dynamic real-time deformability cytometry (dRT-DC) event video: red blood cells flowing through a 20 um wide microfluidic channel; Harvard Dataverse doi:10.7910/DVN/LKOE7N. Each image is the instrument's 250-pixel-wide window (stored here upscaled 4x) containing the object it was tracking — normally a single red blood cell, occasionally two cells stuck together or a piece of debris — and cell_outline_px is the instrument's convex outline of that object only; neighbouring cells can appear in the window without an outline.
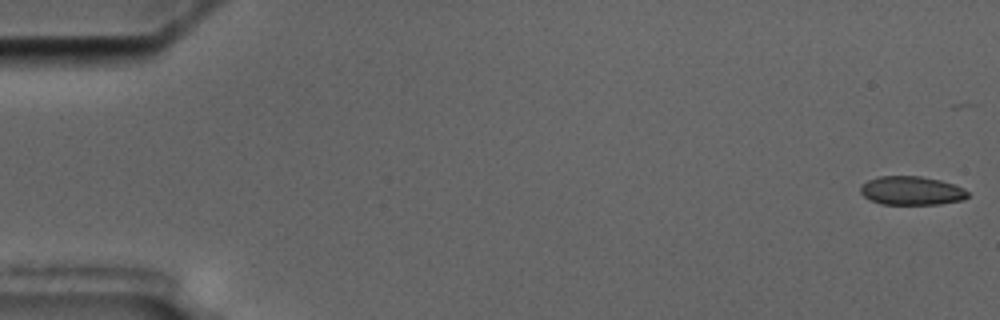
{"species": "common noctule bat (a hibernating species)", "species_latin": "Nyctalus noctula", "temperature_condition": "cold", "stored_images_in_passage": 6, "camera_frame_rate_fps": 3000, "um_per_image_px": 0.085, "animal": {"sex": "male", "body_mass_g": 17.5, "forearm_length_mm": 52.3}, "frame": {"image": 1, "passage_image": 1, "time_ms": 0.0, "image_size_px": [1000, 320], "cell_outline_px": [[968, 196], [964, 200], [940, 204], [880, 204], [864, 196], [860, 192], [860, 184], [868, 180], [880, 176], [920, 176], [940, 180], [964, 188], [968, 192]], "centroid_in_image_um": [77.48, 16.21], "position_along_channel_um": 7.5, "area_um2": 17.98}}
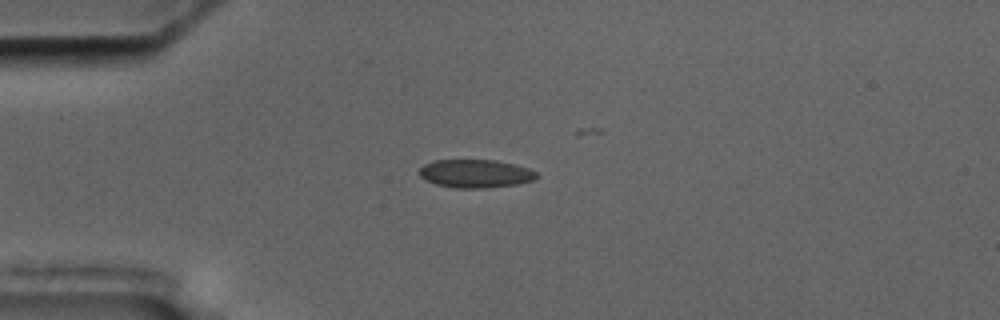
{"frame": {"image": 2, "passage_image": 5, "time_ms": 4.667, "image_size_px": [1000, 320], "cell_outline_px": [[540, 176], [536, 180], [516, 184], [488, 188], [456, 188], [436, 184], [424, 180], [420, 176], [420, 168], [424, 164], [432, 160], [496, 160], [516, 164], [528, 168], [536, 172]], "centroid_in_image_um": [40.44, 14.75], "position_along_channel_um": 44.6, "area_um2": 19.54}}